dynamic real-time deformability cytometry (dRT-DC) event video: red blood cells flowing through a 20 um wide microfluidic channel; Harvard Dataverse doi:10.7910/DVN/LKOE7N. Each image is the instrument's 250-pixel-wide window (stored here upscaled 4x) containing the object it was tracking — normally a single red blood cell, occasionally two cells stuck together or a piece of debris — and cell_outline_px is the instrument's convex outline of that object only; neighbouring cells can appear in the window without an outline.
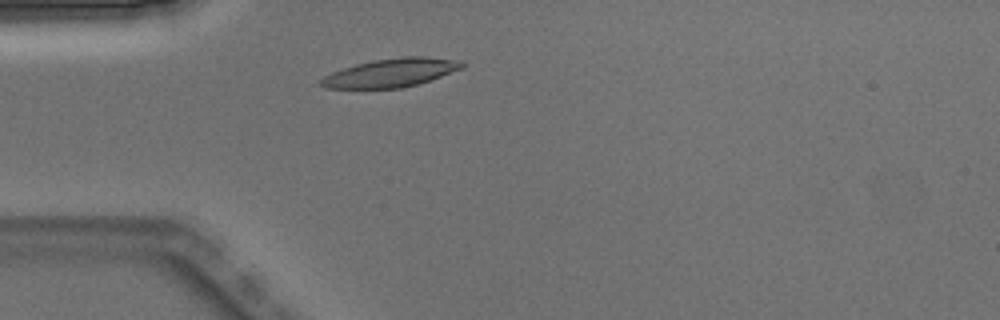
{"species": "Egyptian fruit bat (a non-hibernating species)", "species_latin": "Rousettus aegyptiacus", "temperature_condition": "warm", "stored_images_in_passage": 1, "camera_frame_rate_fps": 3000, "um_per_image_px": 0.085, "animal": {"sex": "male"}, "frame": {"image": 1, "passage_image": 1, "time_ms": 0.0, "image_size_px": [1000, 320], "cell_outline_px": [[464, 68], [416, 84], [400, 88], [324, 88], [320, 84], [320, 80], [324, 76], [332, 72], [356, 64], [376, 60], [404, 56], [424, 56], [464, 60]], "centroid_in_image_um": [33.26, 6.17], "position_along_channel_um": 51.7, "area_um2": 23.24}}